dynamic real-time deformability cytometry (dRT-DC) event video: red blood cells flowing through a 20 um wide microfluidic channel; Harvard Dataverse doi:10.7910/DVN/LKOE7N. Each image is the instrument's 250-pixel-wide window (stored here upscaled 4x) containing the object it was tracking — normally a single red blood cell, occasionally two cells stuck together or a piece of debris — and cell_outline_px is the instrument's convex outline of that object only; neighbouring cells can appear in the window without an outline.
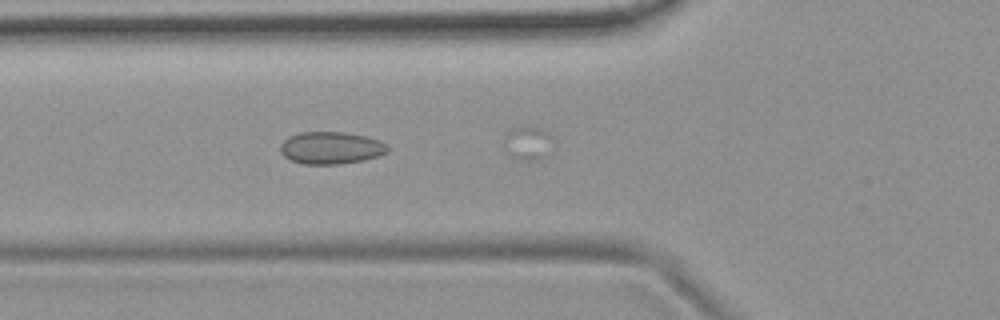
{"species": "common noctule bat (a hibernating species)", "species_latin": "Nyctalus noctula", "temperature_condition": "room temperature", "stored_images_in_passage": 4, "camera_frame_rate_fps": 3000, "um_per_image_px": 0.085, "animal": {"sex": "female", "body_mass_g": 19.9}, "frame": {"image": 1, "passage_image": 2, "time_ms": 0.333, "image_size_px": [1000, 320], "cell_outline_px": [[388, 152], [376, 156], [360, 160], [340, 164], [304, 164], [292, 160], [284, 156], [280, 152], [280, 144], [288, 136], [300, 132], [344, 132], [364, 136], [380, 140], [388, 144]], "centroid_in_image_um": [28.11, 12.56], "position_along_channel_um": 97.7, "area_um2": 20.11}}